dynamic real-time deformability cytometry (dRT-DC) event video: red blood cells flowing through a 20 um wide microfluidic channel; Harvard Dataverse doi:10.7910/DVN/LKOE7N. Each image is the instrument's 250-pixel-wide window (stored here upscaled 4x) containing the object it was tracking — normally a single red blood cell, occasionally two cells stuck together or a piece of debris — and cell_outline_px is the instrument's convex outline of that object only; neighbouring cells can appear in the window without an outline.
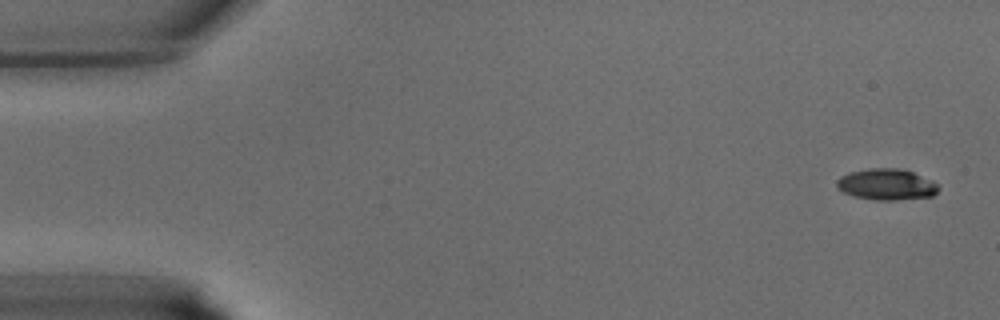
{"species": "common noctule bat (a hibernating species)", "species_latin": "Nyctalus noctula", "temperature_condition": "warm", "stored_images_in_passage": 40, "camera_frame_rate_fps": 3000, "um_per_image_px": 0.085, "animal": {"sex": "male", "body_mass_g": 15.6}, "frame": {"image": 1, "passage_image": 1, "time_ms": 0.0, "image_size_px": [1000, 320], "cell_outline_px": [[940, 188], [932, 196], [896, 200], [872, 200], [852, 196], [836, 188], [836, 180], [840, 176], [848, 172], [868, 168], [896, 168], [912, 172], [932, 180]], "centroid_in_image_um": [75.3, 15.68], "position_along_channel_um": 9.7, "area_um2": 18.61}}
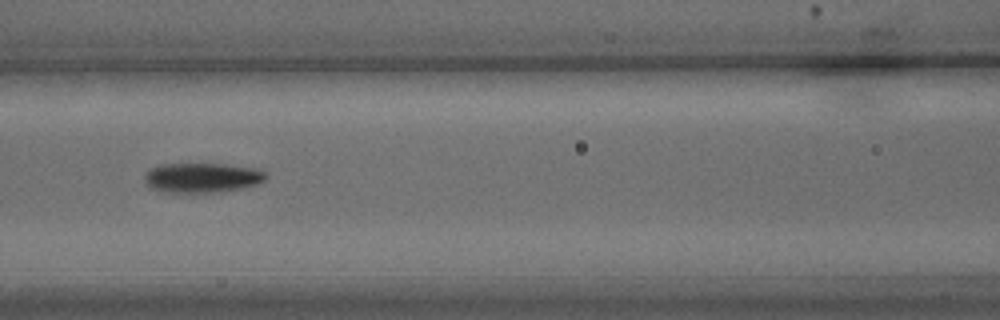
{"frame": {"image": 2, "passage_image": 17, "time_ms": 5.333, "image_size_px": [1000, 320], "cell_outline_px": [[268, 176], [264, 180], [256, 184], [240, 188], [212, 192], [160, 192], [148, 188], [144, 180], [144, 176], [152, 168], [160, 164], [224, 164], [260, 168]], "centroid_in_image_um": [17.15, 15.1], "position_along_channel_um": 149.4, "area_um2": 21.04}}
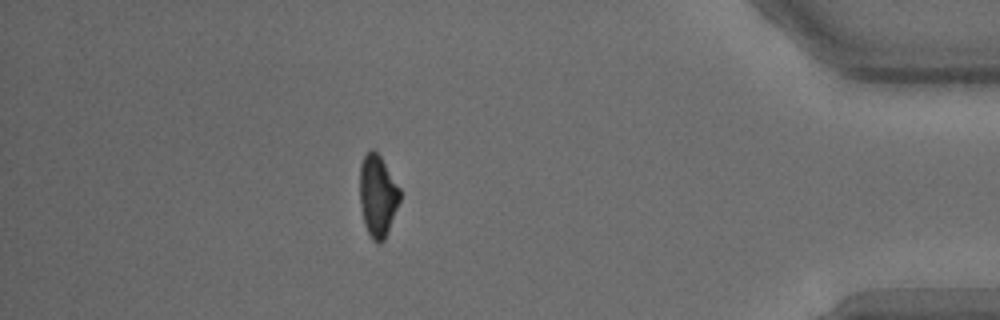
{"frame": {"image": 3, "passage_image": 35, "time_ms": 11.333, "image_size_px": [1000, 320], "cell_outline_px": [[400, 200], [384, 240], [380, 244], [376, 244], [372, 240], [364, 224], [360, 204], [360, 164], [364, 156], [372, 148], [380, 156], [400, 188]], "centroid_in_image_um": [32.09, 16.66], "position_along_channel_um": 403.1, "area_um2": 19.02}}